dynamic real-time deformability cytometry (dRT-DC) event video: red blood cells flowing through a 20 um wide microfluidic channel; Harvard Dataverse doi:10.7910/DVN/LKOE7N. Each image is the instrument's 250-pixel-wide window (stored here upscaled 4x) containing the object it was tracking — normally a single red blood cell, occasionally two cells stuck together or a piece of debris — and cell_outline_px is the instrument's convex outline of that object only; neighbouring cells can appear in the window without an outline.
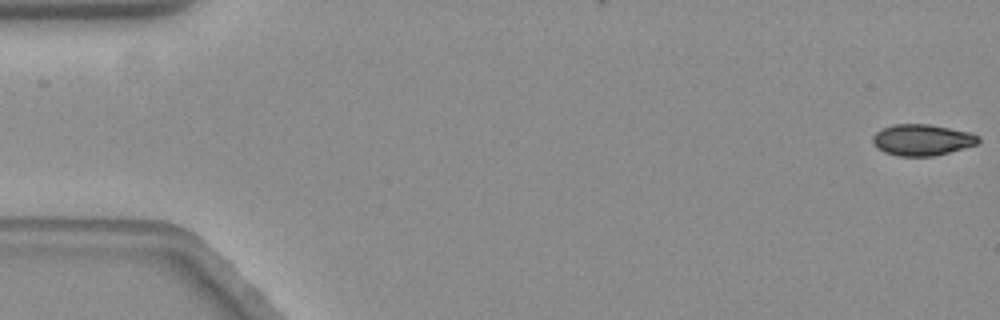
{"species": "common noctule bat (a hibernating species)", "species_latin": "Nyctalus noctula", "temperature_condition": "warm", "stored_images_in_passage": 9, "camera_frame_rate_fps": 3000, "um_per_image_px": 0.085, "animal": {"sex": "female", "body_mass_g": 19.3, "forearm_length_mm": 54.1}, "frame": {"image": 1, "passage_image": 1, "time_ms": 0.0, "image_size_px": [1000, 320], "cell_outline_px": [[980, 140], [976, 144], [948, 152], [932, 156], [896, 156], [884, 152], [876, 148], [872, 144], [872, 136], [876, 132], [884, 128], [896, 124], [928, 124], [968, 132], [980, 136]], "centroid_in_image_um": [78.32, 11.9], "position_along_channel_um": 6.7, "area_um2": 19.07}}